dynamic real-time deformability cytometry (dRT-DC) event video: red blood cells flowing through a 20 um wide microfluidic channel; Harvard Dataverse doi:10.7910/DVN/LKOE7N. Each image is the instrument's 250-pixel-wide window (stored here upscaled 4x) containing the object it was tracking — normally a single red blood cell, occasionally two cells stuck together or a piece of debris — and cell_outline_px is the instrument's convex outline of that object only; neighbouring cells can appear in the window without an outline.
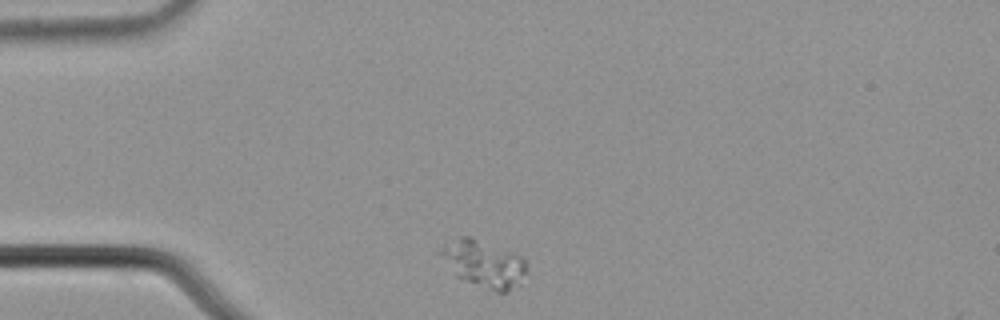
{"species": "common noctule bat (a hibernating species)", "species_latin": "Nyctalus noctula", "temperature_condition": "cold", "stored_images_in_passage": 3, "camera_frame_rate_fps": 3000, "um_per_image_px": 0.085, "animal": {"sex": "male", "body_mass_g": 21.5, "forearm_length_mm": 52.0}, "frame": {"image": 1, "passage_image": 1, "time_ms": 0.0, "image_size_px": [1000, 320], "cell_outline_px": [[528, 272], [508, 292], [496, 292], [464, 280], [456, 276], [440, 252], [444, 248], [460, 236], [472, 236], [520, 256], [524, 260]], "centroid_in_image_um": [41.18, 22.43], "position_along_channel_um": 43.8, "area_um2": 22.66}}
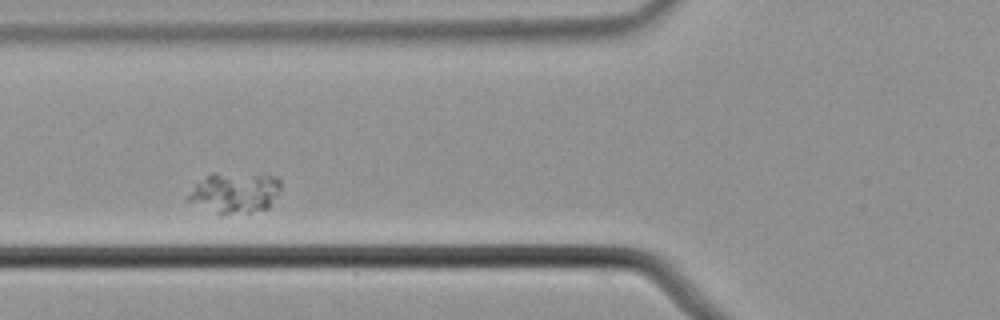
{"frame": {"image": 2, "passage_image": 3, "time_ms": 0.667, "image_size_px": [1000, 320], "cell_outline_px": [[280, 188], [268, 208], [248, 212], [216, 212], [188, 200], [188, 196], [196, 184], [212, 172], [216, 172], [276, 176], [280, 180]], "centroid_in_image_um": [20.0, 16.33], "position_along_channel_um": 105.8, "area_um2": 21.1}}